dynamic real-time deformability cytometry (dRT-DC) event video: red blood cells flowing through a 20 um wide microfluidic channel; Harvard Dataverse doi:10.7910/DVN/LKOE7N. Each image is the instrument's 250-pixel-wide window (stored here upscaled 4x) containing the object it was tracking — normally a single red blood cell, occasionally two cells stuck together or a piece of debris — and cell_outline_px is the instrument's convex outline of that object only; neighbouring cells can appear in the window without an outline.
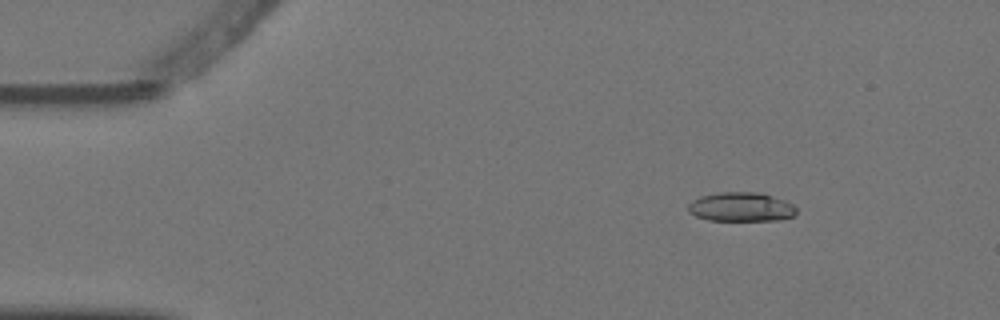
{"species": "Egyptian fruit bat (a non-hibernating species)", "species_latin": "Rousettus aegyptiacus", "temperature_condition": "warm", "stored_images_in_passage": 4, "camera_frame_rate_fps": 3000, "um_per_image_px": 0.085, "animal": {"sex": "female"}, "frame": {"image": 1, "passage_image": 2, "time_ms": 0.333, "image_size_px": [1000, 320], "cell_outline_px": [[796, 212], [792, 216], [780, 220], [708, 220], [696, 216], [688, 212], [688, 204], [692, 200], [700, 196], [720, 192], [760, 192], [784, 200], [792, 204], [796, 208]], "centroid_in_image_um": [62.97, 17.58], "position_along_channel_um": 22.0, "area_um2": 18.38}}